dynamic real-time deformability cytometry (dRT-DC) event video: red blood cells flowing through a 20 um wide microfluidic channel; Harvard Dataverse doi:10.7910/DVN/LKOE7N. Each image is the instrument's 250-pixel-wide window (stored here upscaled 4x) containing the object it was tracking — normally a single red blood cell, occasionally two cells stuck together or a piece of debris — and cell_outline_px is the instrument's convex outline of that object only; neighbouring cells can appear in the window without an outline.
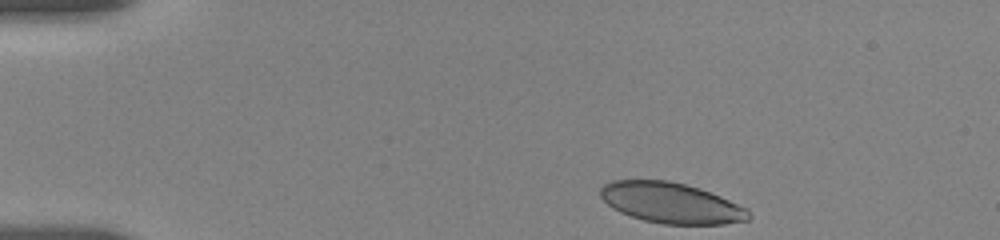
{"species": "human", "species_latin": "Homo sapiens", "temperature_condition": "room temperature", "stored_images_in_passage": 21, "camera_frame_rate_fps": 3000, "um_per_image_px": 0.085, "donor": {"sex": "female"}, "frame": {"image": 1, "passage_image": 1, "time_ms": 0.0, "image_size_px": [1000, 240], "cell_outline_px": [[752, 216], [748, 220], [724, 224], [664, 224], [644, 220], [620, 212], [612, 208], [600, 196], [600, 188], [604, 184], [612, 180], [668, 180], [700, 188], [720, 196], [748, 208]], "centroid_in_image_um": [57.06, 17.24], "position_along_channel_um": 27.9, "area_um2": 35.08}}
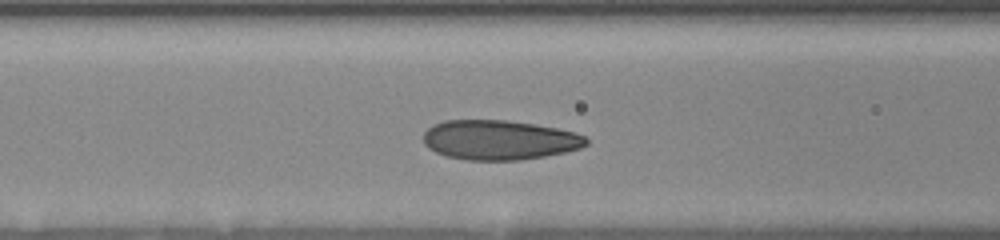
{"frame": {"image": 2, "passage_image": 14, "time_ms": 4.667, "image_size_px": [1000, 240], "cell_outline_px": [[588, 144], [580, 148], [564, 152], [544, 156], [520, 160], [468, 160], [448, 156], [436, 152], [428, 148], [424, 144], [424, 132], [432, 124], [444, 120], [508, 120], [556, 128], [576, 132], [584, 136], [588, 140]], "centroid_in_image_um": [42.43, 11.89], "position_along_channel_um": 124.2, "area_um2": 37.63}}
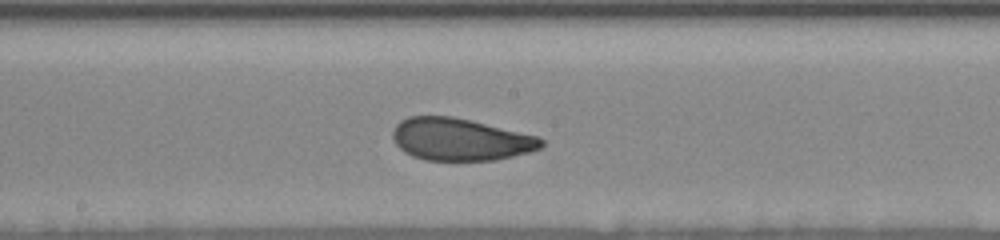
{"frame": {"image": 3, "passage_image": 20, "time_ms": 7.0, "image_size_px": [1000, 240], "cell_outline_px": [[544, 144], [540, 148], [528, 152], [512, 156], [492, 160], [424, 160], [412, 156], [404, 152], [396, 144], [392, 136], [392, 132], [396, 124], [400, 120], [408, 116], [452, 116], [536, 136], [544, 140]], "centroid_in_image_um": [39.07, 11.85], "position_along_channel_um": 209.1, "area_um2": 36.3}}